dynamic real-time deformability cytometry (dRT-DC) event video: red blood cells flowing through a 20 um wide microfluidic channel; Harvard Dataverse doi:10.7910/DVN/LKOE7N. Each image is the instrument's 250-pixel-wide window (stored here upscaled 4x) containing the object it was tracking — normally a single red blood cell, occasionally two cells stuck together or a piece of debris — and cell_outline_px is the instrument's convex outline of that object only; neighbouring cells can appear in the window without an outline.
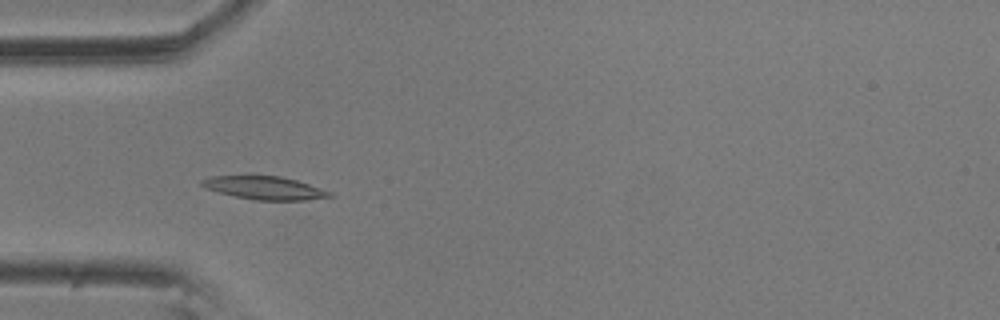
{"species": "common noctule bat (a hibernating species)", "species_latin": "Nyctalus noctula", "temperature_condition": "room temperature", "stored_images_in_passage": 45, "camera_frame_rate_fps": 3000, "um_per_image_px": 0.085, "animal": {"sex": "male", "body_mass_g": 20.5, "forearm_length_mm": 52.5}, "frame": {"image": 1, "passage_image": 7, "time_ms": 2.0, "image_size_px": [1000, 320], "cell_outline_px": [[336, 196], [304, 200], [256, 200], [236, 196], [204, 188], [200, 184], [200, 180], [208, 176], [280, 176], [296, 180], [332, 192]], "centroid_in_image_um": [22.48, 15.97], "position_along_channel_um": 62.5, "area_um2": 17.11}}
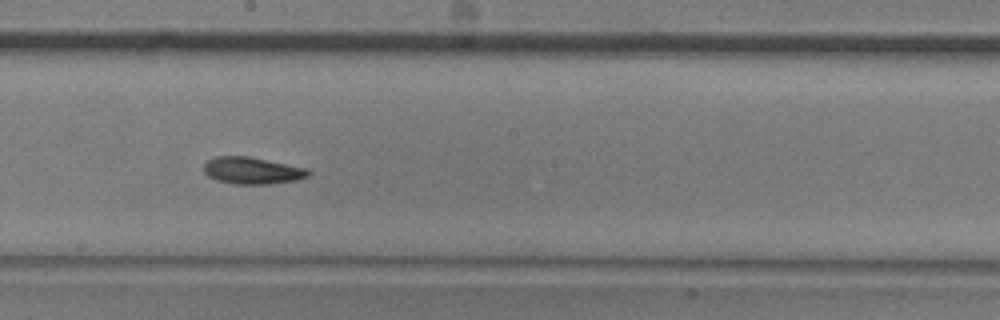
{"frame": {"image": 2, "passage_image": 21, "time_ms": 6.667, "image_size_px": [1000, 320], "cell_outline_px": [[312, 172], [308, 176], [296, 180], [268, 184], [232, 184], [216, 180], [208, 176], [204, 172], [204, 164], [208, 160], [216, 156], [248, 156], [308, 168]], "centroid_in_image_um": [21.44, 14.5], "position_along_channel_um": 226.8, "area_um2": 16.47}}
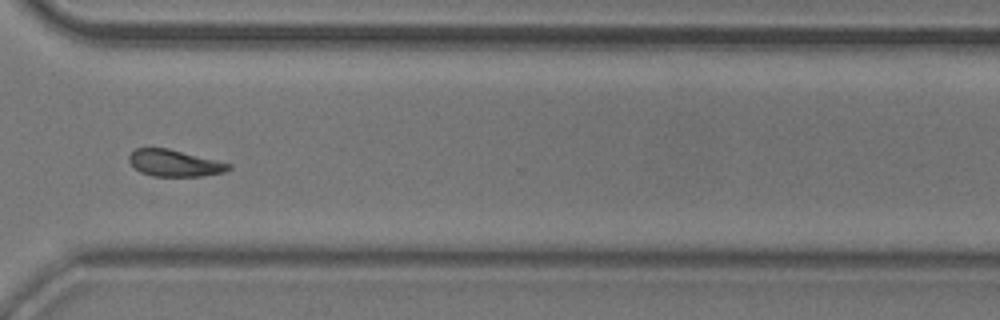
{"frame": {"image": 3, "passage_image": 32, "time_ms": 10.333, "image_size_px": [1000, 320], "cell_outline_px": [[232, 168], [224, 172], [200, 176], [152, 176], [140, 172], [128, 160], [128, 156], [136, 148], [168, 148], [232, 164]], "centroid_in_image_um": [14.83, 13.86], "position_along_channel_um": 355.8, "area_um2": 15.37}, "authors_computed_cell_mechanics": {"area_um2": 15.606, "velocity_mm_per_s": 3.5327, "shape_relaxation_time_tau1_ms": 2.9672, "shape_relaxation_time_tau2_ms": null, "deformation_change_tau1": 0.1251, "deformation_change_tau2": null}}